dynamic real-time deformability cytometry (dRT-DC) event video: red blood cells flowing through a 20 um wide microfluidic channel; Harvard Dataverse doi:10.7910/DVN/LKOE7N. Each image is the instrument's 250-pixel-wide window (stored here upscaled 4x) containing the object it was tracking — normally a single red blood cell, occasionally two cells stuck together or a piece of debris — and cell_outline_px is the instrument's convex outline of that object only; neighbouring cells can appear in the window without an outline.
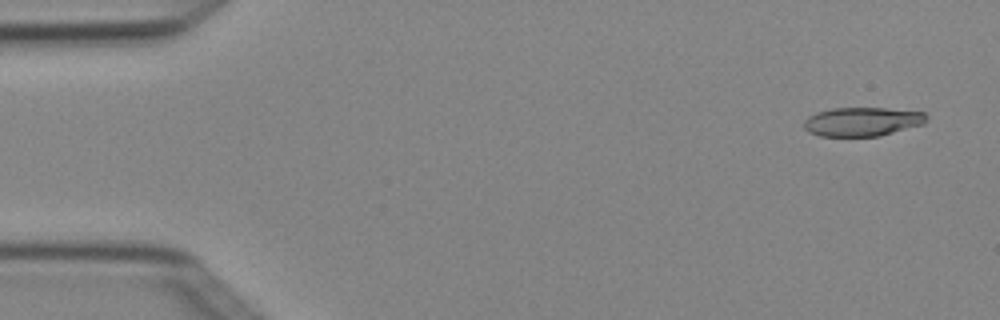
{"species": "Egyptian fruit bat (a non-hibernating species)", "species_latin": "Rousettus aegyptiacus", "temperature_condition": "cold", "stored_images_in_passage": 5, "camera_frame_rate_fps": 3000, "um_per_image_px": 0.085, "animal": {"sex": "female"}, "frame": {"image": 1, "passage_image": 1, "time_ms": 0.0, "image_size_px": [1000, 320], "cell_outline_px": [[928, 120], [924, 124], [880, 136], [820, 136], [808, 132], [804, 128], [804, 120], [808, 116], [816, 112], [832, 108], [884, 108], [924, 112], [928, 116]], "centroid_in_image_um": [73.3, 10.34], "position_along_channel_um": 11.7, "area_um2": 20.81}}
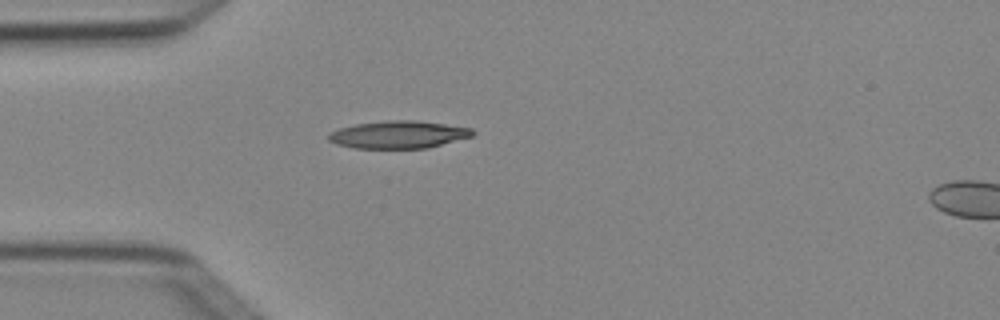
{"frame": {"image": 2, "passage_image": 4, "time_ms": 1.0, "image_size_px": [1000, 320], "cell_outline_px": [[476, 132], [472, 136], [428, 148], [356, 148], [336, 144], [328, 140], [328, 136], [332, 132], [340, 128], [356, 124], [388, 120], [420, 120], [472, 128]], "centroid_in_image_um": [33.91, 11.43], "position_along_channel_um": 51.1, "area_um2": 23.06}}